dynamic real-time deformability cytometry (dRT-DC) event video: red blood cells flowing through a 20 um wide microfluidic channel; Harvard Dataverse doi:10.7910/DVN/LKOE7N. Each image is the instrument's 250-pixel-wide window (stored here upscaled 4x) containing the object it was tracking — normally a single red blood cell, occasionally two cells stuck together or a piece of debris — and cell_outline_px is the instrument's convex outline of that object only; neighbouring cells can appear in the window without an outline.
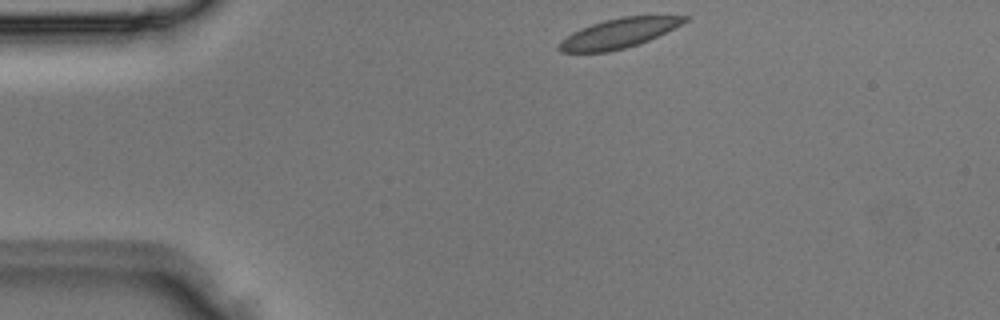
{"species": "Egyptian fruit bat (a non-hibernating species)", "species_latin": "Rousettus aegyptiacus", "temperature_condition": "room temperature", "stored_images_in_passage": 2, "camera_frame_rate_fps": 3000, "um_per_image_px": 0.085, "animal": {"sex": "male"}, "frame": {"image": 1, "passage_image": 1, "time_ms": 0.0, "image_size_px": [1000, 320], "cell_outline_px": [[692, 16], [688, 20], [640, 44], [608, 52], [560, 52], [556, 48], [560, 40], [572, 32], [580, 28], [604, 20], [624, 16]], "centroid_in_image_um": [52.52, 2.84], "position_along_channel_um": 32.5, "area_um2": 21.44}}